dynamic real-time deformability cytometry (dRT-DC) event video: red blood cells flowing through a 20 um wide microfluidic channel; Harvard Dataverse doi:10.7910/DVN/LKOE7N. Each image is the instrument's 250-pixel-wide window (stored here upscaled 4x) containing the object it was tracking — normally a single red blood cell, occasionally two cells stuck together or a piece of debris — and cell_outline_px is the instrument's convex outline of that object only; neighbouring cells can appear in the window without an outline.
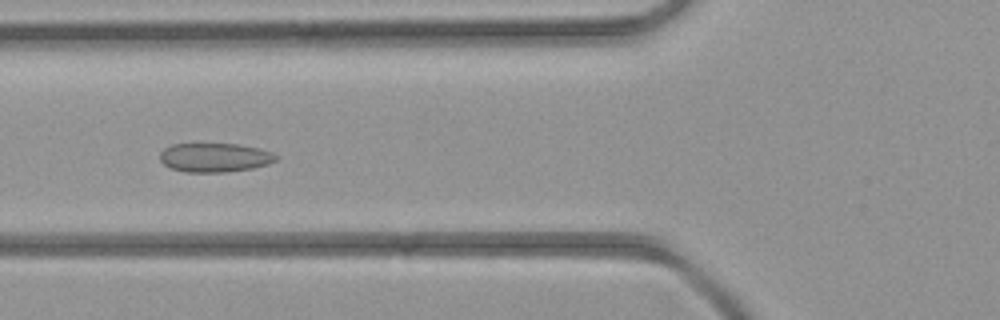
{"species": "common noctule bat (a hibernating species)", "species_latin": "Nyctalus noctula", "temperature_condition": "room temperature", "stored_images_in_passage": 5, "camera_frame_rate_fps": 3000, "um_per_image_px": 0.085, "animal": {"sex": "female", "body_mass_g": 21.9}, "frame": {"image": 1, "passage_image": 5, "time_ms": 5.333, "image_size_px": [1000, 320], "cell_outline_px": [[280, 156], [276, 160], [268, 164], [252, 168], [224, 172], [184, 172], [172, 168], [164, 164], [160, 160], [160, 152], [164, 148], [172, 144], [236, 144], [260, 148], [272, 152]], "centroid_in_image_um": [18.27, 13.38], "position_along_channel_um": 107.5, "area_um2": 19.65}}